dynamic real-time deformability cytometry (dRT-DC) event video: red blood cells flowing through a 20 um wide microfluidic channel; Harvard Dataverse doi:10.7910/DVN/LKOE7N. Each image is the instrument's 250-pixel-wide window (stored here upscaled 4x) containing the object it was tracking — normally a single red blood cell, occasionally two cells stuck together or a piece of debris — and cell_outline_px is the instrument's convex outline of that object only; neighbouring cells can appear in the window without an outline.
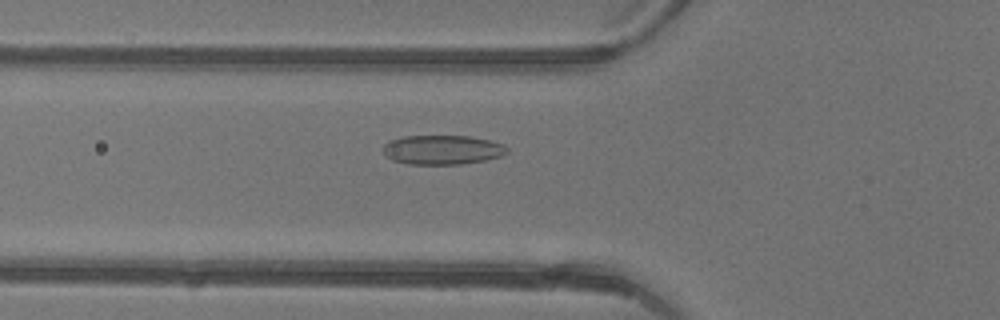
{"species": "common noctule bat (a hibernating species)", "species_latin": "Nyctalus noctula", "temperature_condition": "warm", "stored_images_in_passage": 45, "camera_frame_rate_fps": 3000, "um_per_image_px": 0.085, "animal": {"sex": "female"}, "frame": {"image": 1, "passage_image": 15, "time_ms": 4.667, "image_size_px": [1000, 320], "cell_outline_px": [[508, 152], [500, 156], [484, 160], [460, 164], [408, 164], [392, 160], [384, 152], [384, 144], [388, 140], [404, 136], [468, 136], [488, 140], [504, 144], [508, 148]], "centroid_in_image_um": [37.59, 12.73], "position_along_channel_um": 88.2, "area_um2": 21.1}}
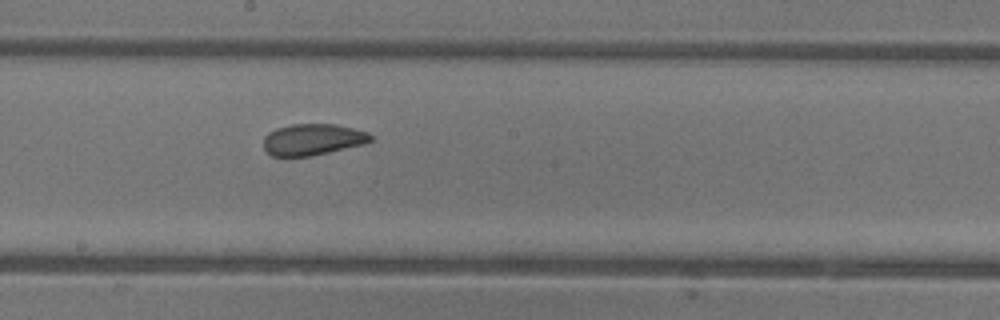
{"frame": {"image": 2, "passage_image": 24, "time_ms": 7.667, "image_size_px": [1000, 320], "cell_outline_px": [[372, 140], [364, 144], [312, 156], [272, 156], [264, 148], [264, 136], [268, 132], [276, 128], [292, 124], [336, 124], [368, 132], [372, 136]], "centroid_in_image_um": [26.57, 11.85], "position_along_channel_um": 221.6, "area_um2": 19.59}}
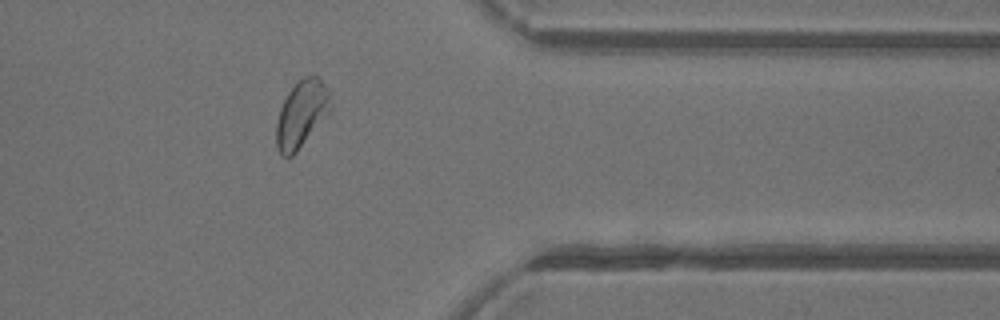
{"frame": {"image": 3, "passage_image": 36, "time_ms": 11.667, "image_size_px": [1000, 320], "cell_outline_px": [[332, 108], [296, 152], [292, 156], [284, 156], [280, 152], [276, 144], [276, 120], [280, 108], [288, 92], [296, 80], [304, 76], [316, 76], [324, 84], [328, 92], [332, 104]], "centroid_in_image_um": [25.61, 9.66], "position_along_channel_um": 385.8, "area_um2": 20.87}, "authors_computed_cell_mechanics": {"area_um2": 21.4438, "velocity_mm_per_s": 4.4259, "shape_relaxation_time_tau1_ms": 2.5409, "shape_relaxation_time_tau2_ms": 1.2009, "deformation_change_tau1": 0.0845, "deformation_change_tau2": 0.0506}}